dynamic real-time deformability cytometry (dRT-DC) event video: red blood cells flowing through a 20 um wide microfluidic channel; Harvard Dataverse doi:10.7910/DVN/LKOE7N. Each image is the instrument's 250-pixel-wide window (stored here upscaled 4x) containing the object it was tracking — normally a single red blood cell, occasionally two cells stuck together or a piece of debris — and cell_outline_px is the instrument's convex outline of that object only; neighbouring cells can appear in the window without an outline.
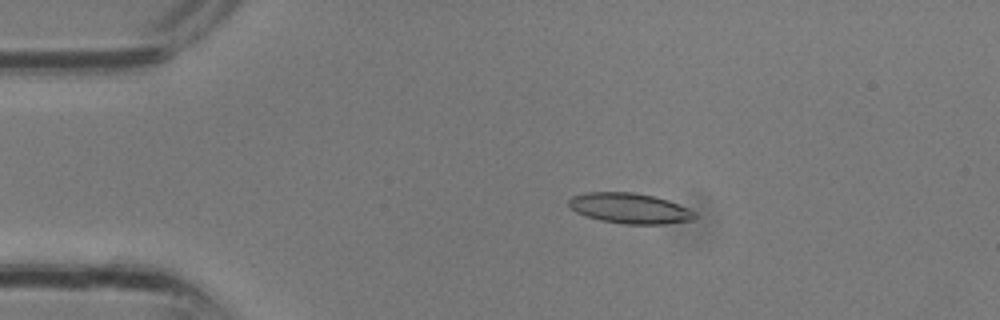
{"species": "common noctule bat (a hibernating species)", "species_latin": "Nyctalus noctula", "temperature_condition": "room temperature", "stored_images_in_passage": 27, "camera_frame_rate_fps": 3000, "um_per_image_px": 0.085, "animal": {"sex": "male", "body_mass_g": 13.3}, "frame": {"image": 1, "passage_image": 1, "time_ms": 0.0, "image_size_px": [1000, 320], "cell_outline_px": [[696, 216], [692, 220], [664, 224], [624, 224], [600, 220], [576, 212], [568, 204], [568, 200], [572, 196], [584, 192], [632, 192], [652, 196], [668, 200], [688, 208], [696, 212]], "centroid_in_image_um": [53.53, 17.7], "position_along_channel_um": 31.5, "area_um2": 22.25}}
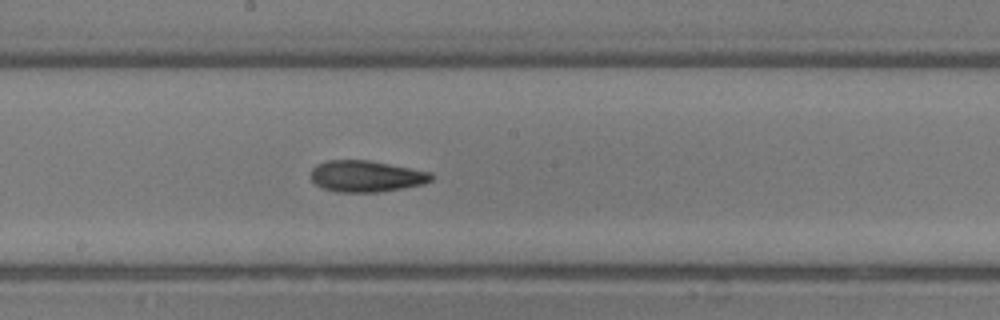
{"frame": {"image": 2, "passage_image": 12, "time_ms": 3.667, "image_size_px": [1000, 320], "cell_outline_px": [[432, 180], [424, 184], [380, 192], [336, 192], [324, 188], [316, 184], [312, 180], [312, 168], [316, 164], [328, 160], [368, 160], [432, 172]], "centroid_in_image_um": [31.13, 14.98], "position_along_channel_um": 217.1, "area_um2": 21.96}}
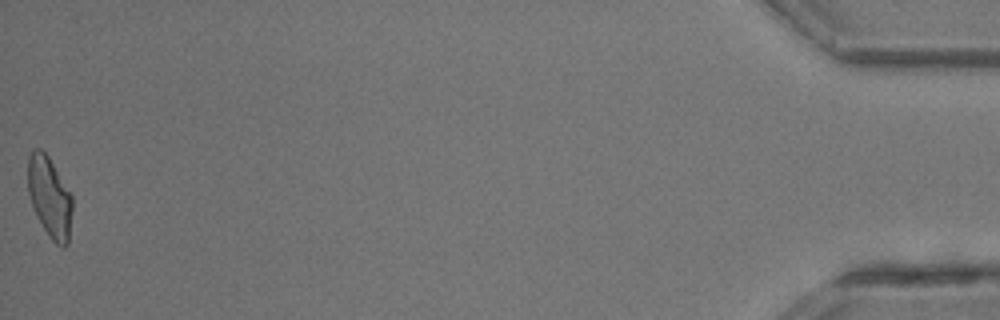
{"frame": {"image": 3, "passage_image": 27, "time_ms": 8.667, "image_size_px": [1000, 320], "cell_outline_px": [[72, 208], [68, 244], [64, 248], [56, 244], [48, 236], [36, 216], [28, 192], [28, 156], [32, 148], [40, 148], [48, 156], [72, 196]], "centroid_in_image_um": [4.21, 16.77], "position_along_channel_um": 431.0, "area_um2": 20.87}}